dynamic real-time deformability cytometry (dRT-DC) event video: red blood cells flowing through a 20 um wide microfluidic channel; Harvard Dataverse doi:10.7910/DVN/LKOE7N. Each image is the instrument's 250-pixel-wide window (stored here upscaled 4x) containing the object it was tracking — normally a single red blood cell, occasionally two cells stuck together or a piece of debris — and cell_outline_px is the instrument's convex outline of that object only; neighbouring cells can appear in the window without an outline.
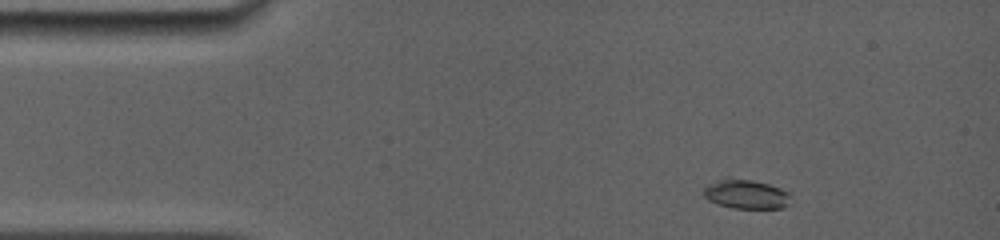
{"species": "common noctule bat (a hibernating species)", "species_latin": "Nyctalus noctula", "temperature_condition": "room temperature", "stored_images_in_passage": 22, "camera_frame_rate_fps": 5000, "um_per_image_px": 0.085, "animal": {"sex": "female", "body_mass_g": 19.0, "forearm_length_mm": 56.7}, "frame": {"image": 1, "passage_image": 2, "time_ms": 0.4, "image_size_px": [1000, 240], "cell_outline_px": [[792, 204], [780, 208], [732, 208], [716, 204], [708, 200], [704, 196], [704, 188], [708, 184], [724, 176], [732, 176], [752, 180], [768, 184], [780, 188], [788, 192], [792, 196]], "centroid_in_image_um": [63.41, 16.48], "position_along_channel_um": 21.6, "area_um2": 15.37}}
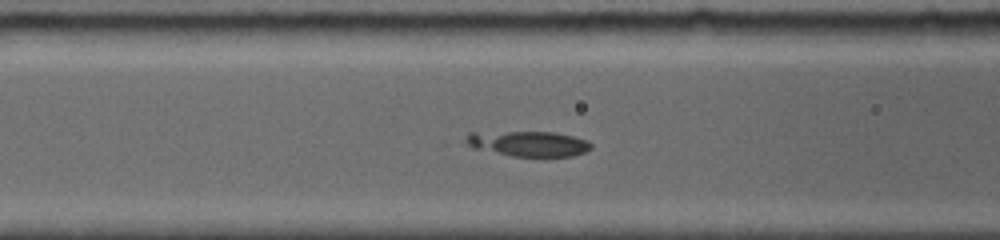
{"frame": {"image": 2, "passage_image": 8, "time_ms": 4.6, "image_size_px": [1000, 240], "cell_outline_px": [[592, 148], [584, 152], [572, 156], [512, 156], [472, 148], [464, 140], [468, 132], [552, 132], [572, 136], [588, 140], [592, 144]], "centroid_in_image_um": [44.89, 12.21], "position_along_channel_um": 121.7, "area_um2": 18.44}}
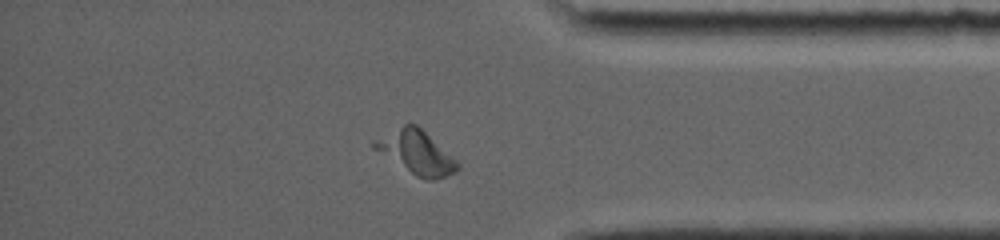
{"frame": {"image": 3, "passage_image": 20, "time_ms": 11.8, "image_size_px": [1000, 240], "cell_outline_px": [[460, 168], [456, 172], [436, 180], [428, 180], [416, 176], [372, 148], [372, 140], [404, 124], [416, 124], [456, 160], [460, 164]], "centroid_in_image_um": [35.37, 12.96], "position_along_channel_um": 399.8, "area_um2": 20.69}}